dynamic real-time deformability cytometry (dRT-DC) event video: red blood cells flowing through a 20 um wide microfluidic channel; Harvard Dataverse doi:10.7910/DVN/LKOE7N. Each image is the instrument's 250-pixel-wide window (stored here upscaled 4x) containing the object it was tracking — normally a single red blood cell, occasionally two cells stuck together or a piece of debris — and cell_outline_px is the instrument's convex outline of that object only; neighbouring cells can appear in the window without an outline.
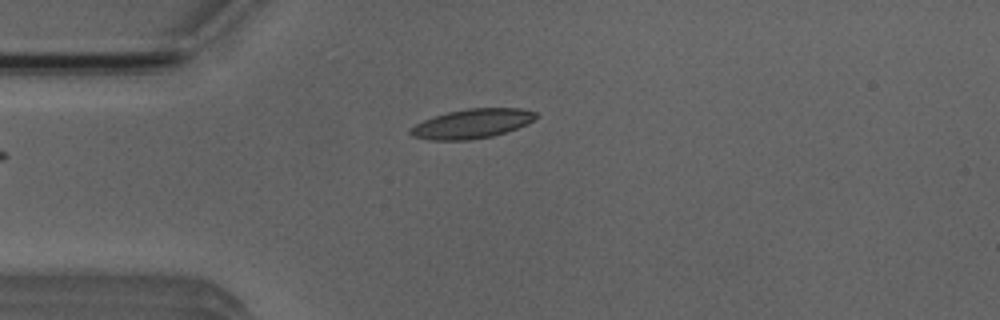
{"species": "Egyptian fruit bat (a non-hibernating species)", "species_latin": "Rousettus aegyptiacus", "temperature_condition": "room temperature", "stored_images_in_passage": 2, "camera_frame_rate_fps": 3000, "um_per_image_px": 0.085, "animal": {"sex": "male"}, "frame": {"image": 1, "passage_image": 2, "time_ms": 1.333, "image_size_px": [1000, 320], "cell_outline_px": [[540, 116], [528, 124], [492, 136], [468, 140], [428, 140], [412, 136], [408, 132], [408, 128], [424, 120], [448, 112], [468, 108], [520, 108], [536, 112]], "centroid_in_image_um": [40.13, 10.51], "position_along_channel_um": 44.9, "area_um2": 21.5}}